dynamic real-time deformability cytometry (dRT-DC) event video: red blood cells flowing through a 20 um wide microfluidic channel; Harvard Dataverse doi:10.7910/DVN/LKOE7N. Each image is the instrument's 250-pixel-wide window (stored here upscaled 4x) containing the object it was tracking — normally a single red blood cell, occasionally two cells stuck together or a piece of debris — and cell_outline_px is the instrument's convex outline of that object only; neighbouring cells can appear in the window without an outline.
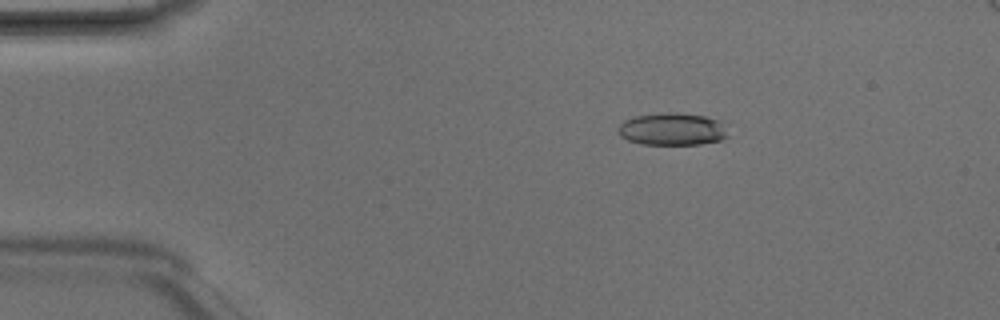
{"species": "Egyptian fruit bat (a non-hibernating species)", "species_latin": "Rousettus aegyptiacus", "temperature_condition": "room temperature", "stored_images_in_passage": 6, "camera_frame_rate_fps": 3000, "um_per_image_px": 0.085, "animal": {"sex": "male"}, "frame": {"image": 1, "passage_image": 3, "time_ms": 0.667, "image_size_px": [1000, 320], "cell_outline_px": [[728, 136], [720, 140], [700, 144], [640, 144], [628, 140], [620, 136], [616, 128], [624, 120], [632, 116], [664, 112], [676, 112], [704, 116], [720, 120]], "centroid_in_image_um": [57.09, 10.96], "position_along_channel_um": 27.9, "area_um2": 20.87}}